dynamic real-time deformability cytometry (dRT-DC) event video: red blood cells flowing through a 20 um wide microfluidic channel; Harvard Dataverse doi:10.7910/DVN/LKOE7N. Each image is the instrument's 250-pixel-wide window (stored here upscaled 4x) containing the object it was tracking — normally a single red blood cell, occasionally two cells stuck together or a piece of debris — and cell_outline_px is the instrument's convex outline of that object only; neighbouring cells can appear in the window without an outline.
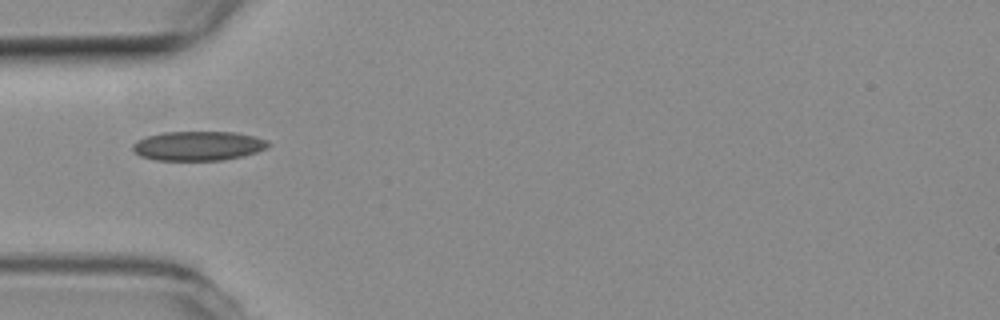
{"species": "common noctule bat (a hibernating species)", "species_latin": "Nyctalus noctula", "temperature_condition": "room temperature", "stored_images_in_passage": 38, "camera_frame_rate_fps": 3000, "um_per_image_px": 0.085, "animal": {"sex": "female", "body_mass_g": 19.3, "forearm_length_mm": 54.1}, "frame": {"image": 1, "passage_image": 1, "time_ms": 0.0, "image_size_px": [1000, 320], "cell_outline_px": [[272, 144], [268, 148], [244, 156], [220, 160], [156, 160], [140, 156], [132, 148], [132, 144], [136, 140], [144, 136], [164, 132], [232, 132], [252, 136], [268, 140]], "centroid_in_image_um": [16.84, 12.39], "position_along_channel_um": 68.2, "area_um2": 23.29}}
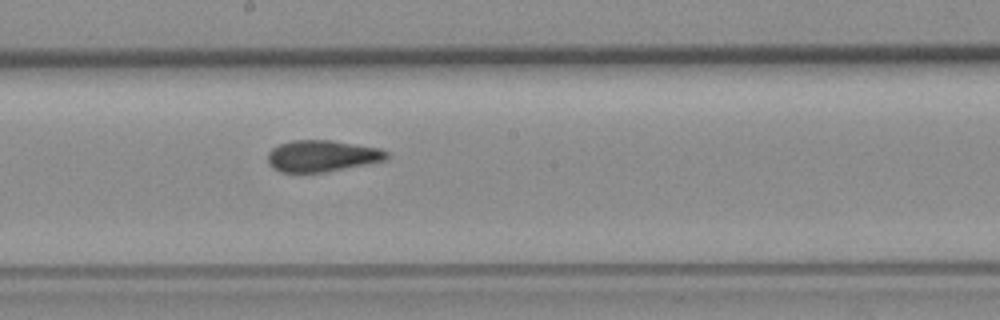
{"frame": {"image": 2, "passage_image": 13, "time_ms": 4.0, "image_size_px": [1000, 320], "cell_outline_px": [[388, 160], [324, 172], [280, 172], [272, 168], [268, 164], [268, 152], [272, 148], [280, 144], [292, 140], [332, 140], [380, 148], [388, 152]], "centroid_in_image_um": [27.37, 13.25], "position_along_channel_um": 220.8, "area_um2": 21.91}}
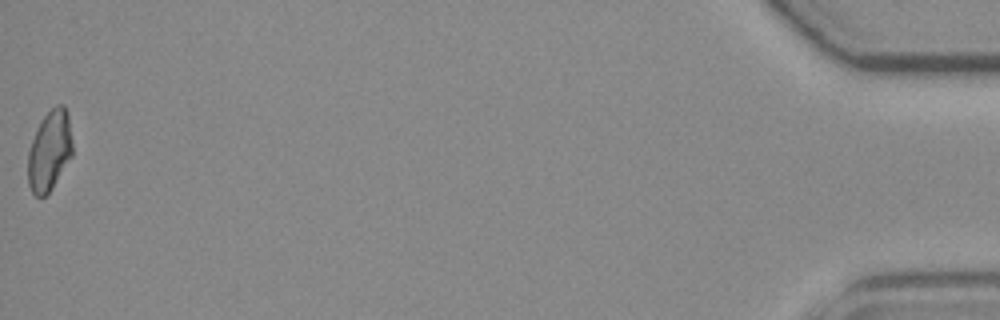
{"frame": {"image": 3, "passage_image": 38, "time_ms": 12.333, "image_size_px": [1000, 320], "cell_outline_px": [[72, 156], [52, 188], [44, 196], [36, 196], [32, 192], [28, 184], [28, 152], [36, 128], [40, 120], [56, 104], [64, 104], [68, 112], [72, 140]], "centroid_in_image_um": [4.21, 12.78], "position_along_channel_um": 431.0, "area_um2": 20.92}, "authors_computed_cell_mechanics": {"area_um2": 21.8773, "velocity_mm_per_s": 3.7996, "shape_relaxation_time_tau1_ms": null, "shape_relaxation_time_tau2_ms": 2.0336, "deformation_change_tau1": null, "deformation_change_tau2": 0.0774}}